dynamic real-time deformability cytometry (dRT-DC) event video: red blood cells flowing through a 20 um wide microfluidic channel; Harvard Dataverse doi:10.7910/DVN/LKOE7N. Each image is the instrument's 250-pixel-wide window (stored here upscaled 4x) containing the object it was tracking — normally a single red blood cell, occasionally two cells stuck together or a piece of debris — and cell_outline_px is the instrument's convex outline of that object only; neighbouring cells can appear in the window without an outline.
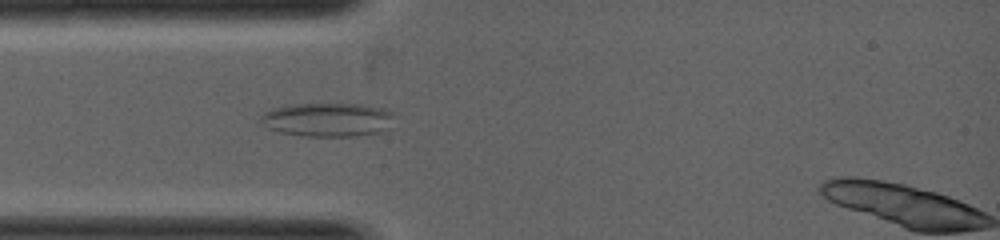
{"species": "common noctule bat (a hibernating species)", "species_latin": "Nyctalus noctula", "temperature_condition": "warm", "stored_images_in_passage": 2, "camera_frame_rate_fps": 5000, "um_per_image_px": 0.085, "animal": {"sex": "female", "body_mass_g": 19.0, "forearm_length_mm": 53.3}, "frame": {"image": 1, "passage_image": 2, "time_ms": 1.0, "image_size_px": [1000, 240], "cell_outline_px": [[392, 116], [388, 128], [380, 132], [352, 136], [304, 136], [280, 132], [268, 128], [260, 120], [260, 116], [264, 112], [272, 108], [288, 104], [364, 104], [384, 108], [392, 112]], "centroid_in_image_um": [27.82, 10.16], "position_along_channel_um": 57.2, "area_um2": 26.3}}